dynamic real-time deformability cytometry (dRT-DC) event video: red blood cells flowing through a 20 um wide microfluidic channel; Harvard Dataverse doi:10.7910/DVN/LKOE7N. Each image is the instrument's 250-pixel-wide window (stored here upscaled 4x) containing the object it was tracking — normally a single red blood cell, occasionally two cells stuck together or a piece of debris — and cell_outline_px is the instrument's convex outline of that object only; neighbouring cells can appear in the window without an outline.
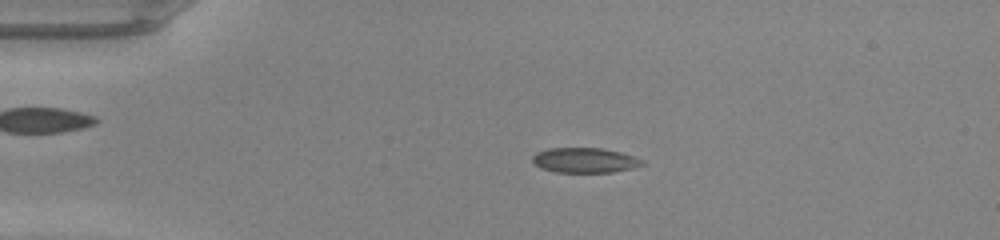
{"species": "common noctule bat (a hibernating species)", "species_latin": "Nyctalus noctula", "temperature_condition": "warm", "stored_images_in_passage": 48, "camera_frame_rate_fps": 3000, "um_per_image_px": 0.085, "animal": {"sex": "male", "body_mass_g": 20.0, "forearm_length_mm": 53.3}, "frame": {"image": 1, "passage_image": 11, "time_ms": 3.333, "image_size_px": [1000, 240], "cell_outline_px": [[644, 164], [632, 168], [612, 172], [556, 172], [540, 168], [532, 160], [532, 156], [536, 152], [548, 148], [600, 148], [620, 152], [644, 160]], "centroid_in_image_um": [49.68, 13.62], "position_along_channel_um": 35.3, "area_um2": 15.9}}
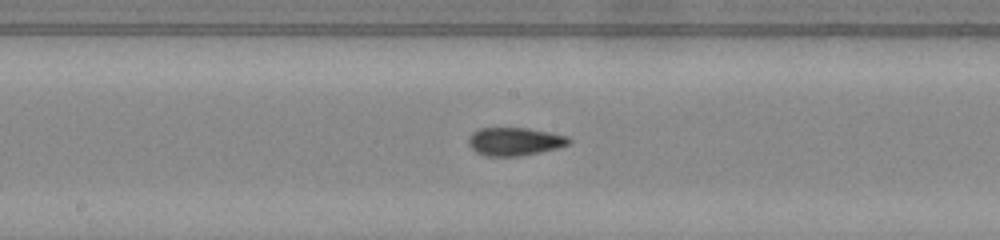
{"frame": {"image": 2, "passage_image": 26, "time_ms": 8.333, "image_size_px": [1000, 240], "cell_outline_px": [[572, 140], [568, 144], [556, 148], [540, 152], [520, 156], [484, 156], [476, 152], [468, 144], [468, 136], [472, 132], [480, 128], [528, 128], [568, 136]], "centroid_in_image_um": [43.71, 12.03], "position_along_channel_um": 204.5, "area_um2": 16.47}}
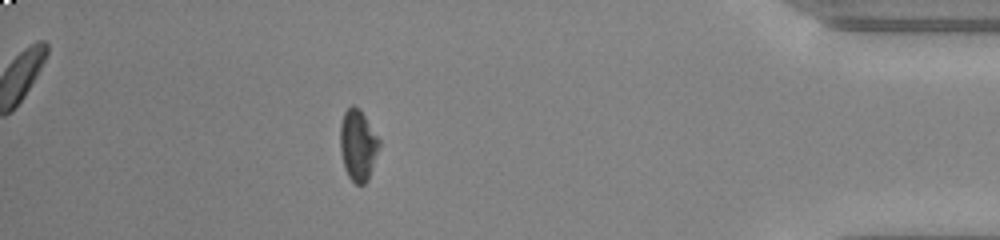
{"frame": {"image": 3, "passage_image": 43, "time_ms": 14.0, "image_size_px": [1000, 240], "cell_outline_px": [[380, 144], [368, 180], [364, 184], [356, 184], [348, 176], [344, 168], [340, 152], [340, 124], [344, 112], [352, 104], [360, 108], [380, 140]], "centroid_in_image_um": [30.41, 12.32], "position_along_channel_um": 404.8, "area_um2": 16.24}, "authors_computed_cell_mechanics": {"area_um2": 16.2418, "velocity_mm_per_s": 4.3003, "shape_relaxation_time_tau1_ms": 7.4744, "shape_relaxation_time_tau2_ms": 1.1805, "deformation_change_tau1": 0.2171, "deformation_change_tau2": 0.0634}}